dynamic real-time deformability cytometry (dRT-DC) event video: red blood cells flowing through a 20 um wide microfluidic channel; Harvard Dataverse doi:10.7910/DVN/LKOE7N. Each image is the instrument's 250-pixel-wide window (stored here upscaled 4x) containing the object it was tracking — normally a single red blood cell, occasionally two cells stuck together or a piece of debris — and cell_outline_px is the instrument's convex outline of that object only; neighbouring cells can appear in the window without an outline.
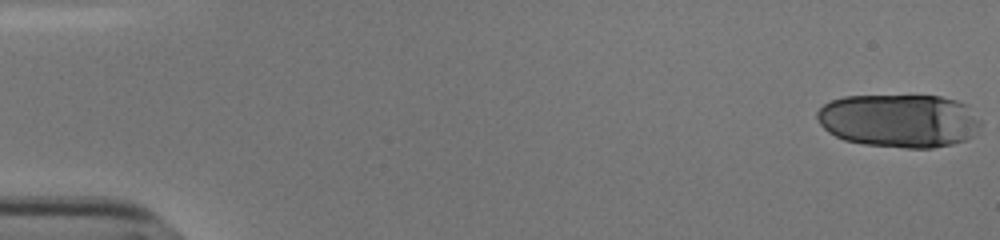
{"species": "human", "species_latin": "Homo sapiens", "temperature_condition": "cold", "stored_images_in_passage": 20, "camera_frame_rate_fps": 3000, "um_per_image_px": 0.085, "donor": {"sex": "male"}, "frame": {"image": 1, "passage_image": 1, "time_ms": 0.0, "image_size_px": [1000, 240], "cell_outline_px": [[984, 124], [972, 136], [964, 140], [952, 144], [932, 148], [904, 148], [864, 144], [844, 140], [828, 132], [820, 124], [816, 116], [816, 112], [824, 104], [832, 100], [844, 96], [940, 96], [956, 100], [968, 104]], "centroid_in_image_um": [76.47, 10.25], "position_along_channel_um": 8.5, "area_um2": 51.33}}
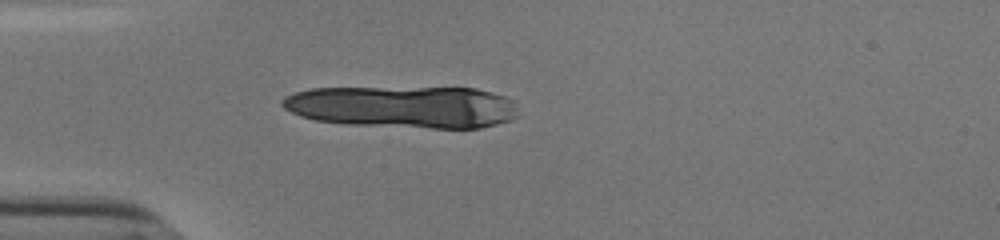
{"frame": {"image": 2, "passage_image": 16, "time_ms": 5.0, "image_size_px": [1000, 240], "cell_outline_px": [[516, 116], [512, 120], [480, 128], [432, 128], [348, 124], [316, 120], [300, 116], [284, 108], [280, 104], [280, 100], [284, 96], [296, 92], [312, 88], [476, 88], [504, 96], [512, 100], [516, 108]], "centroid_in_image_um": [34.25, 9.08], "position_along_channel_um": 50.8, "area_um2": 57.86}}